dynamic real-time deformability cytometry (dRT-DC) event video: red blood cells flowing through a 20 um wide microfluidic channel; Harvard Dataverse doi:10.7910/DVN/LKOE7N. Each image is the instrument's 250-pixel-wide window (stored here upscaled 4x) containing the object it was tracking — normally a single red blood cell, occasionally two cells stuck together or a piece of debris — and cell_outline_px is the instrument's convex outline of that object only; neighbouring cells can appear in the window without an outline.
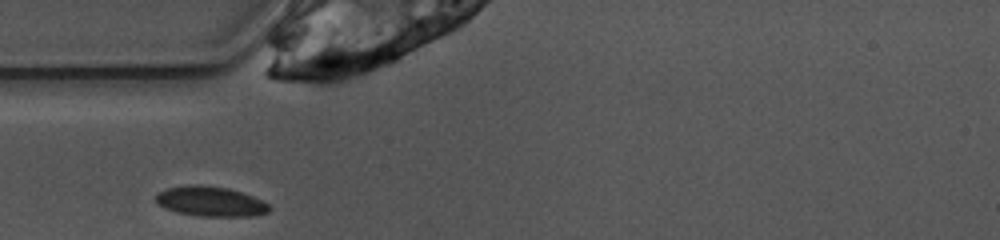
{"species": "common noctule bat (a hibernating species)", "species_latin": "Nyctalus noctula", "temperature_condition": "warm", "stored_images_in_passage": 23, "camera_frame_rate_fps": 3000, "um_per_image_px": 0.085, "animal": {"sex": "female", "body_mass_g": 10.0, "forearm_length_mm": 53.1}, "frame": {"image": 1, "passage_image": 1, "time_ms": 0.0, "image_size_px": [1000, 240], "cell_outline_px": [[272, 208], [268, 212], [256, 216], [200, 216], [176, 212], [164, 208], [156, 204], [156, 192], [168, 188], [188, 184], [200, 184], [228, 188], [252, 196], [268, 204]], "centroid_in_image_um": [17.86, 17.12], "position_along_channel_um": 67.1, "area_um2": 19.94}}
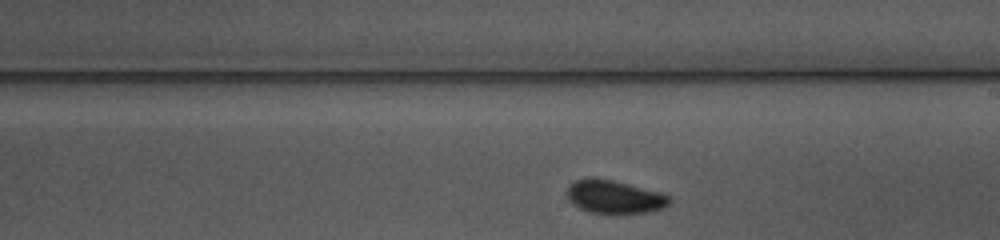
{"frame": {"image": 2, "passage_image": 14, "time_ms": 4.333, "image_size_px": [1000, 240], "cell_outline_px": [[672, 200], [664, 208], [648, 212], [588, 212], [572, 204], [564, 196], [564, 192], [568, 184], [576, 180], [592, 176], [612, 180], [660, 192], [668, 196]], "centroid_in_image_um": [52.13, 16.7], "position_along_channel_um": 236.9, "area_um2": 19.88}}
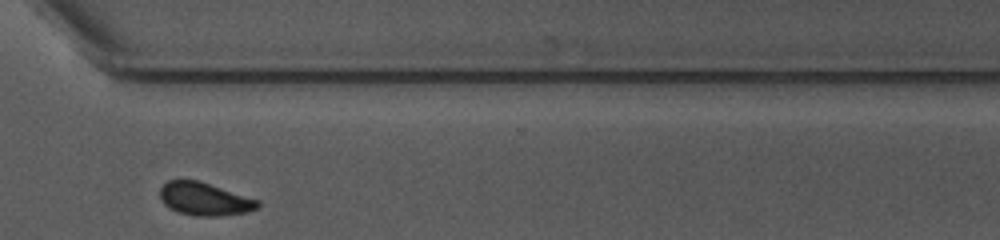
{"frame": {"image": 3, "passage_image": 23, "time_ms": 7.333, "image_size_px": [1000, 240], "cell_outline_px": [[260, 208], [248, 212], [220, 216], [196, 216], [180, 212], [164, 204], [160, 200], [160, 188], [168, 180], [196, 180], [260, 200]], "centroid_in_image_um": [17.42, 16.92], "position_along_channel_um": 353.2, "area_um2": 18.67}}